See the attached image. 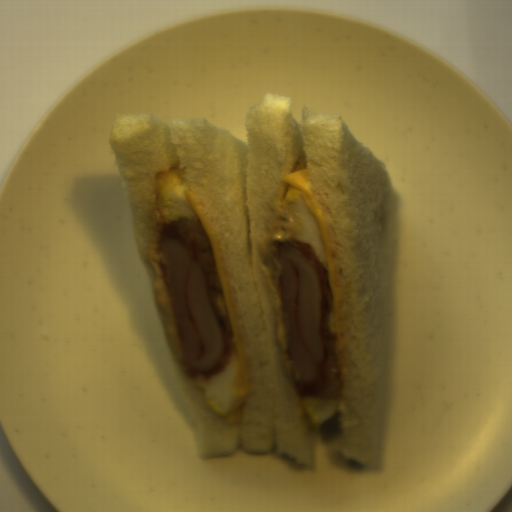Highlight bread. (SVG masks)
Here are the masks:
<instances>
[{
	"instance_id": "1",
	"label": "bread",
	"mask_w": 512,
	"mask_h": 512,
	"mask_svg": "<svg viewBox=\"0 0 512 512\" xmlns=\"http://www.w3.org/2000/svg\"><path fill=\"white\" fill-rule=\"evenodd\" d=\"M265 93L244 116L246 141L204 119L164 121L117 113L108 141L130 206L136 247L156 333L204 460L276 449L313 470L317 434L301 402L287 355L283 305L265 262L275 242L280 181L303 157L313 194L333 234L343 296V348L336 353L337 398L330 459L361 474L381 472L386 456L394 353L403 198L381 160L341 113ZM181 167L224 253L251 378L240 421L204 403L184 365L180 336L158 253L156 176ZM280 201V202H279Z\"/></svg>"
},
{
	"instance_id": "2",
	"label": "bread",
	"mask_w": 512,
	"mask_h": 512,
	"mask_svg": "<svg viewBox=\"0 0 512 512\" xmlns=\"http://www.w3.org/2000/svg\"><path fill=\"white\" fill-rule=\"evenodd\" d=\"M328 319H329L330 332L334 333V307H333V305H332V309L328 315Z\"/></svg>"
}]
</instances>
